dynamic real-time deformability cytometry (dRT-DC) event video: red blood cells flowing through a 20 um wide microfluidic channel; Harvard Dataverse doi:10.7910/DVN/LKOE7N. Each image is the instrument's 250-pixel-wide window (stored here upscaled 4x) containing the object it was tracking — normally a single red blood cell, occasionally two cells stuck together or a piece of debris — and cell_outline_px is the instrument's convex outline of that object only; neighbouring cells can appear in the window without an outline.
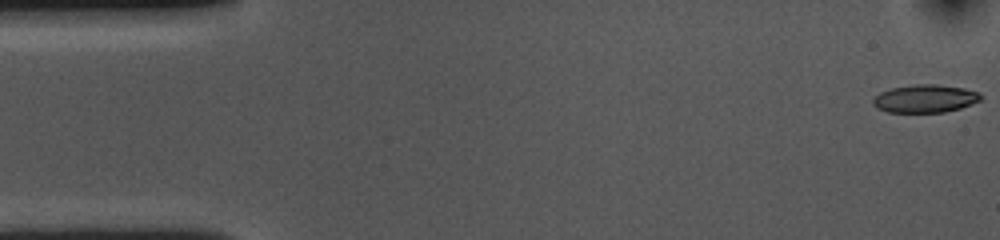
{"species": "common noctule bat (a hibernating species)", "species_latin": "Nyctalus noctula", "temperature_condition": "cold", "stored_images_in_passage": 54, "camera_frame_rate_fps": 3000, "um_per_image_px": 0.085, "animal": {"sex": "female", "body_mass_g": 10.0, "forearm_length_mm": 53.1}, "frame": {"image": 1, "passage_image": 1, "time_ms": 0.0, "image_size_px": [1000, 240], "cell_outline_px": [[984, 96], [980, 100], [960, 108], [944, 112], [888, 112], [876, 108], [872, 104], [872, 100], [880, 92], [892, 88], [916, 84], [936, 84], [964, 88], [980, 92]], "centroid_in_image_um": [78.64, 8.38], "position_along_channel_um": 6.4, "area_um2": 17.57}}
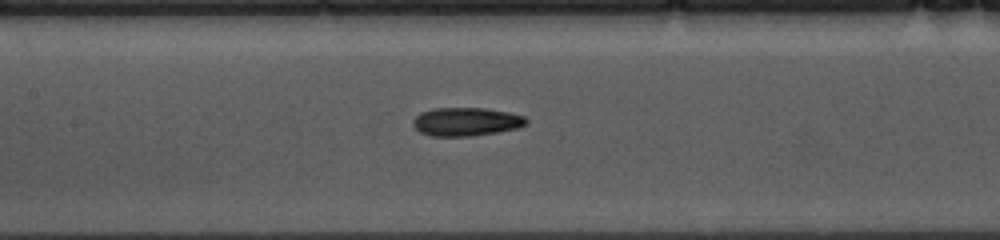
{"frame": {"image": 2, "passage_image": 24, "time_ms": 7.667, "image_size_px": [1000, 240], "cell_outline_px": [[528, 124], [520, 128], [472, 136], [432, 136], [420, 132], [412, 124], [412, 120], [420, 112], [432, 108], [484, 108], [508, 112], [524, 116], [528, 120]], "centroid_in_image_um": [39.63, 10.34], "position_along_channel_um": 167.8, "area_um2": 18.9}}
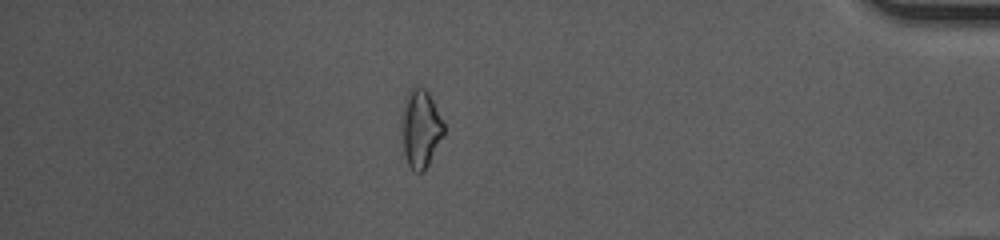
{"frame": {"image": 3, "passage_image": 47, "time_ms": 15.333, "image_size_px": [1000, 240], "cell_outline_px": [[444, 132], [424, 172], [412, 172], [404, 156], [400, 128], [400, 112], [408, 88], [416, 84], [420, 84], [428, 92], [444, 124]], "centroid_in_image_um": [35.67, 10.88], "position_along_channel_um": 399.5, "area_um2": 19.71}, "authors_computed_cell_mechanics": {"area_um2": 18.207, "velocity_mm_per_s": 3.6102, "shape_relaxation_time_tau1_ms": 6.8614, "shape_relaxation_time_tau2_ms": 8.2475, "deformation_change_tau1": 0.1651, "deformation_change_tau2": 0.1694}}